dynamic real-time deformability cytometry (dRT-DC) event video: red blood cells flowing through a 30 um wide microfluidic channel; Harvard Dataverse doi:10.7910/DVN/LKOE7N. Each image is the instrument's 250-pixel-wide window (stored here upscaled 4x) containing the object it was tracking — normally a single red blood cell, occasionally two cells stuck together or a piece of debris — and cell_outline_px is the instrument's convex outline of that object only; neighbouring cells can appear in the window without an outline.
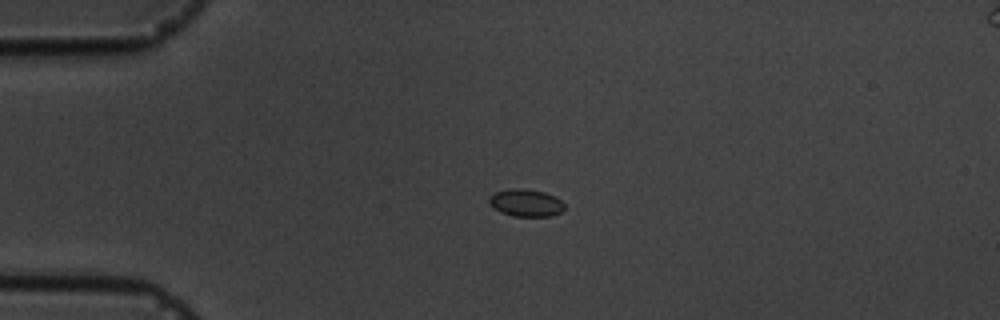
{"species": "common noctule bat (a hibernating species)", "species_latin": "Nyctalus noctula", "temperature_condition": "cold", "stored_images_in_passage": 3, "segment_of_instrument_passage": [1, 2], "camera_frame_rate_fps": 3000, "um_per_image_px": 0.085, "animal": {"sex": "male", "body_mass_g": 19.5, "forearm_length_mm": 54.6}, "frame": {"image": 1, "passage_image": 1, "time_ms": 0.0, "image_size_px": [1000, 320], "cell_outline_px": [[564, 208], [560, 212], [552, 216], [512, 216], [500, 212], [492, 208], [488, 204], [488, 196], [496, 192], [516, 188], [524, 188], [544, 192], [560, 200], [564, 204]], "centroid_in_image_um": [44.64, 17.25], "position_along_channel_um": 40.4, "area_um2": 12.02}}